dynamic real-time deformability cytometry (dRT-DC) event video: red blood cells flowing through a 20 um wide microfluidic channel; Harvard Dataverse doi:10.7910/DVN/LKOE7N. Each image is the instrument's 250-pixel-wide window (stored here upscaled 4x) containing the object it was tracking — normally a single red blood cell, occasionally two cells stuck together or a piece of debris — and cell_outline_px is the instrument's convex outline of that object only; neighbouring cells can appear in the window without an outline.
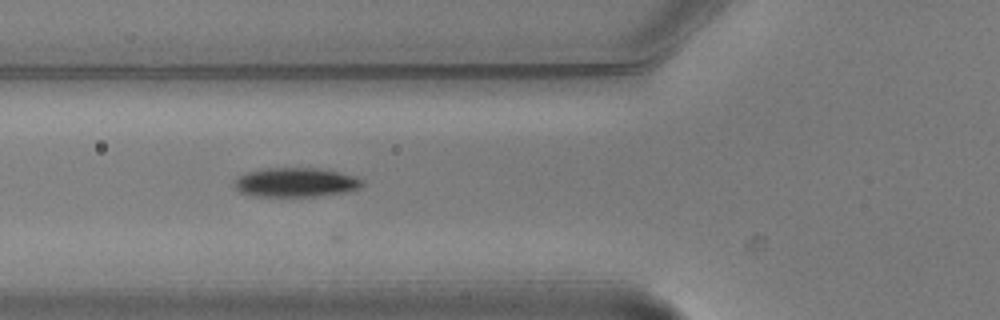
{"species": "common noctule bat (a hibernating species)", "species_latin": "Nyctalus noctula", "temperature_condition": "warm", "stored_images_in_passage": 8, "camera_frame_rate_fps": 3000, "um_per_image_px": 0.085, "animal": {"sex": "male", "body_mass_g": 20.5, "forearm_length_mm": 52.5}, "frame": {"image": 1, "passage_image": 5, "time_ms": 1.333, "image_size_px": [1000, 320], "cell_outline_px": [[364, 184], [360, 188], [340, 192], [312, 196], [252, 196], [240, 192], [232, 184], [244, 172], [264, 168], [312, 168], [336, 172], [356, 176], [364, 180]], "centroid_in_image_um": [25.09, 15.49], "position_along_channel_um": 100.7, "area_um2": 21.56}}
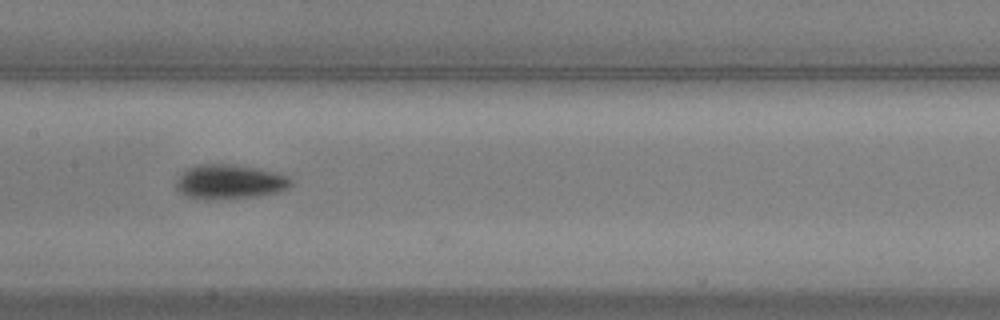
{"frame": {"image": 2, "passage_image": 7, "time_ms": 2.0, "image_size_px": [1000, 320], "cell_outline_px": [[292, 184], [288, 188], [276, 192], [260, 196], [216, 200], [204, 200], [184, 196], [176, 188], [176, 180], [184, 168], [196, 164], [232, 164], [272, 172], [284, 176], [292, 180]], "centroid_in_image_um": [19.42, 15.47], "position_along_channel_um": 188.0, "area_um2": 23.24}}
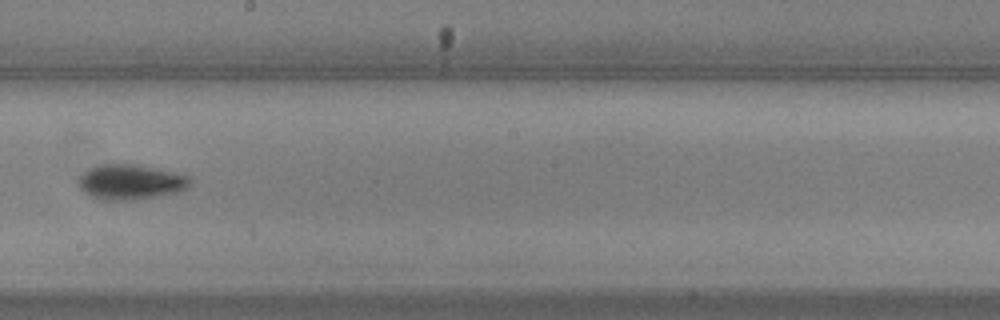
{"frame": {"image": 3, "passage_image": 8, "time_ms": 2.333, "image_size_px": [1000, 320], "cell_outline_px": [[192, 180], [188, 188], [180, 192], [160, 196], [132, 200], [100, 200], [88, 196], [76, 184], [76, 180], [88, 168], [100, 164], [140, 164], [160, 168], [188, 176]], "centroid_in_image_um": [11.09, 15.47], "position_along_channel_um": 237.1, "area_um2": 23.47}}